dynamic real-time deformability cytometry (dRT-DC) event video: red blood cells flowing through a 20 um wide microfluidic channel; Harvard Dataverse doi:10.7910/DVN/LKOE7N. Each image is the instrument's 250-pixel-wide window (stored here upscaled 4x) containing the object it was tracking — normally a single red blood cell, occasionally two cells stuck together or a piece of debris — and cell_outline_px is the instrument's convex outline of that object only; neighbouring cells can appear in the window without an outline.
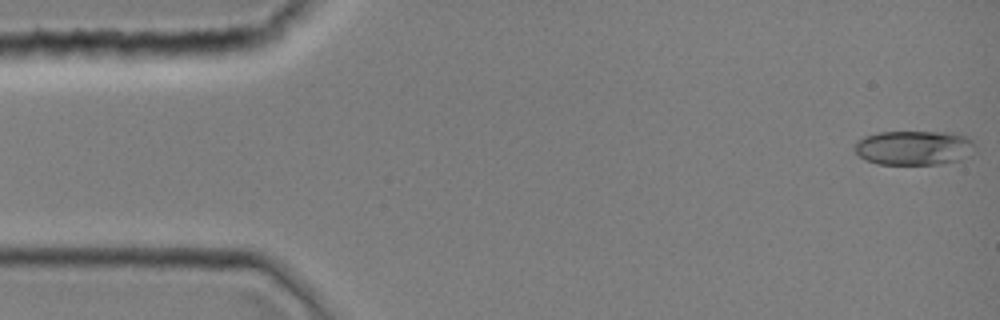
{"species": "common noctule bat (a hibernating species)", "species_latin": "Nyctalus noctula", "temperature_condition": "room temperature", "stored_images_in_passage": 43, "camera_frame_rate_fps": 3000, "um_per_image_px": 0.085, "animal": {"sex": "female", "body_mass_g": 19.0, "forearm_length_mm": 51.5}, "frame": {"image": 1, "passage_image": 1, "time_ms": 0.0, "image_size_px": [1000, 320], "cell_outline_px": [[976, 152], [972, 156], [960, 160], [944, 164], [876, 164], [864, 160], [856, 152], [856, 140], [864, 136], [880, 132], [944, 132], [964, 136], [972, 140], [976, 144]], "centroid_in_image_um": [77.74, 12.57], "position_along_channel_um": 7.3, "area_um2": 24.57}}
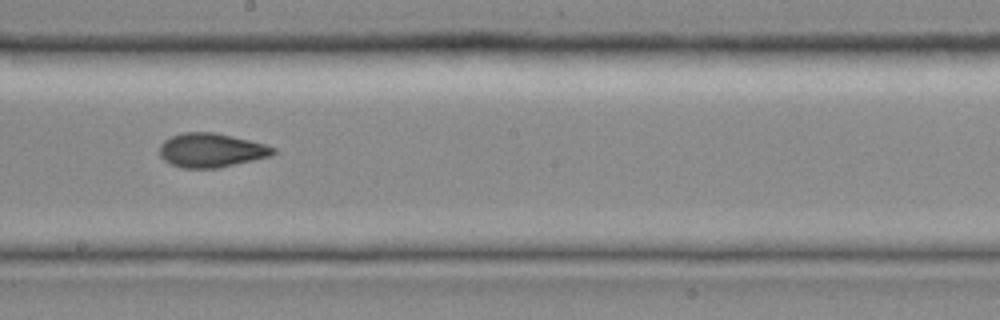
{"frame": {"image": 2, "passage_image": 24, "time_ms": 7.667, "image_size_px": [1000, 320], "cell_outline_px": [[276, 152], [272, 156], [216, 168], [180, 168], [168, 164], [160, 156], [160, 144], [164, 140], [172, 136], [184, 132], [212, 132], [232, 136], [264, 144], [276, 148]], "centroid_in_image_um": [17.93, 12.78], "position_along_channel_um": 230.3, "area_um2": 22.54}}
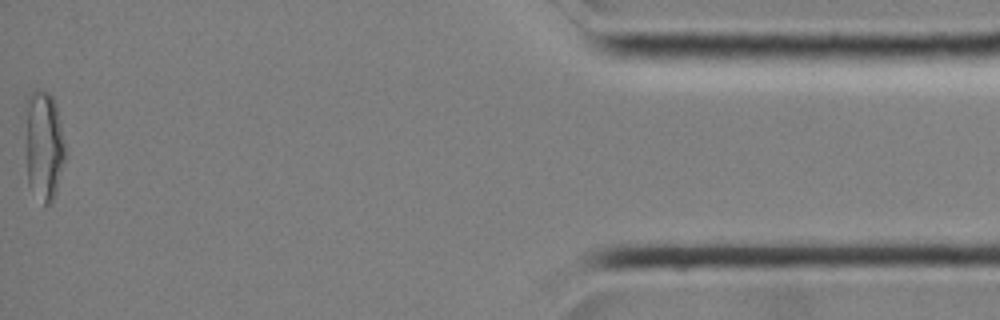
{"frame": {"image": 3, "passage_image": 43, "time_ms": 14.0, "image_size_px": [1000, 320], "cell_outline_px": [[64, 164], [56, 192], [52, 200], [48, 204], [44, 204], [28, 184], [24, 148], [24, 100], [36, 88], [44, 88], [52, 96], [56, 104], [64, 140]], "centroid_in_image_um": [3.66, 12.26], "position_along_channel_um": 431.5, "area_um2": 26.41}}